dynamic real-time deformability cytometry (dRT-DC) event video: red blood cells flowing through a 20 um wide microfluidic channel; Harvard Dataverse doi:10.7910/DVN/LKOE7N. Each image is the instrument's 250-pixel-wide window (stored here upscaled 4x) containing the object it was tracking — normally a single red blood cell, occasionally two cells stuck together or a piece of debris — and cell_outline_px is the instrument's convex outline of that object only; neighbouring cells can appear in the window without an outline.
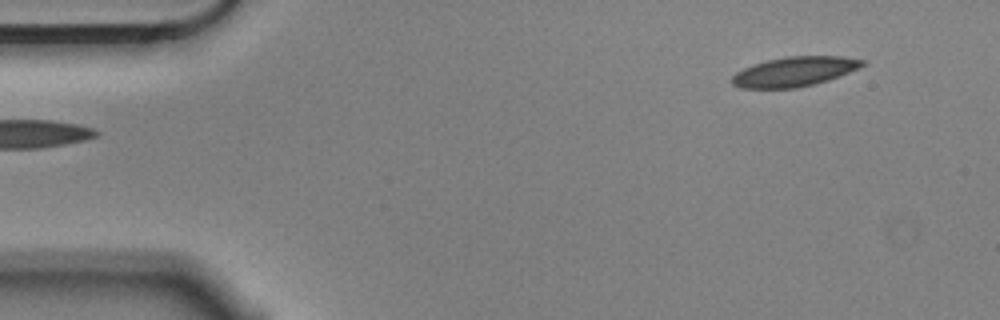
{"species": "Egyptian fruit bat (a non-hibernating species)", "species_latin": "Rousettus aegyptiacus", "temperature_condition": "cold", "stored_images_in_passage": 4, "camera_frame_rate_fps": 3000, "um_per_image_px": 0.085, "animal": {"sex": "male"}, "frame": {"image": 1, "passage_image": 1, "time_ms": 0.0, "image_size_px": [1000, 320], "cell_outline_px": [[868, 64], [860, 68], [828, 80], [796, 88], [740, 88], [732, 84], [732, 76], [736, 72], [744, 68], [768, 60], [788, 56], [840, 56], [868, 60]], "centroid_in_image_um": [67.59, 6.08], "position_along_channel_um": 17.4, "area_um2": 22.48}}
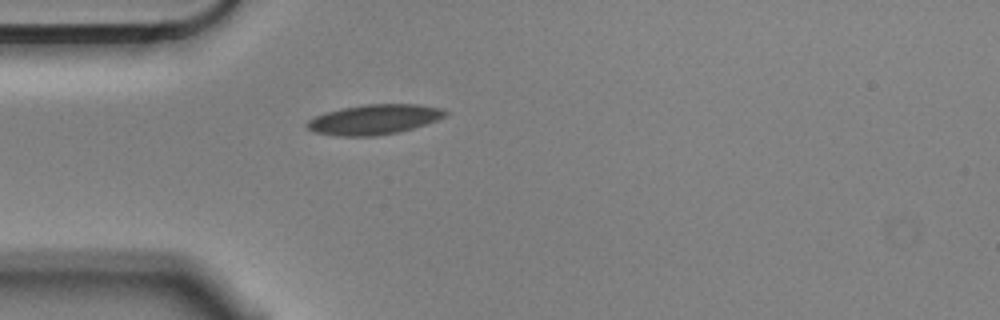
{"frame": {"image": 2, "passage_image": 4, "time_ms": 1.0, "image_size_px": [1000, 320], "cell_outline_px": [[448, 112], [444, 116], [436, 120], [400, 132], [376, 136], [336, 136], [316, 132], [308, 128], [304, 124], [308, 120], [316, 116], [340, 108], [364, 104], [420, 104], [440, 108]], "centroid_in_image_um": [31.78, 10.15], "position_along_channel_um": 53.2, "area_um2": 24.04}}